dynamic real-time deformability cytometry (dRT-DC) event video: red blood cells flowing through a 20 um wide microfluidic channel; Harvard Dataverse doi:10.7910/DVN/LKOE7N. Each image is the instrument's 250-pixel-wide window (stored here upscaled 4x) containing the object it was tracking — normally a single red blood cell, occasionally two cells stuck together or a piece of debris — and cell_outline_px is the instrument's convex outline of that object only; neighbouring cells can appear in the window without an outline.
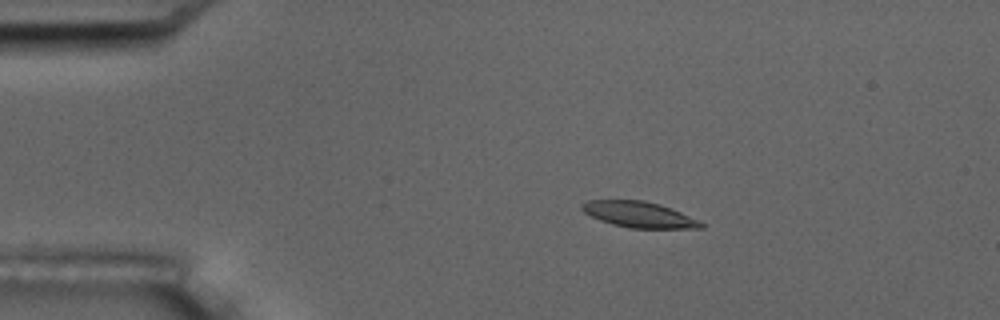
{"species": "common noctule bat (a hibernating species)", "species_latin": "Nyctalus noctula", "temperature_condition": "room temperature", "stored_images_in_passage": 5, "camera_frame_rate_fps": 3000, "um_per_image_px": 0.085, "animal": {"sex": "male", "body_mass_g": 17.5, "forearm_length_mm": 52.3}, "frame": {"image": 1, "passage_image": 3, "time_ms": 2.333, "image_size_px": [1000, 320], "cell_outline_px": [[704, 228], [628, 228], [612, 224], [600, 220], [584, 212], [580, 208], [580, 204], [588, 200], [644, 200], [660, 204], [672, 208], [704, 224]], "centroid_in_image_um": [54.27, 18.23], "position_along_channel_um": 30.7, "area_um2": 17.86}}
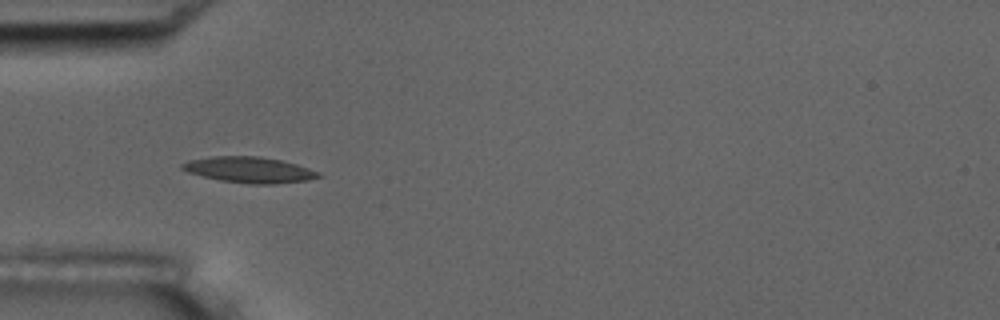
{"frame": {"image": 2, "passage_image": 5, "time_ms": 4.667, "image_size_px": [1000, 320], "cell_outline_px": [[324, 176], [308, 180], [276, 184], [248, 184], [220, 180], [188, 172], [180, 168], [180, 164], [188, 160], [212, 156], [260, 156], [280, 160], [296, 164], [320, 172]], "centroid_in_image_um": [21.2, 14.43], "position_along_channel_um": 63.8, "area_um2": 20.63}}